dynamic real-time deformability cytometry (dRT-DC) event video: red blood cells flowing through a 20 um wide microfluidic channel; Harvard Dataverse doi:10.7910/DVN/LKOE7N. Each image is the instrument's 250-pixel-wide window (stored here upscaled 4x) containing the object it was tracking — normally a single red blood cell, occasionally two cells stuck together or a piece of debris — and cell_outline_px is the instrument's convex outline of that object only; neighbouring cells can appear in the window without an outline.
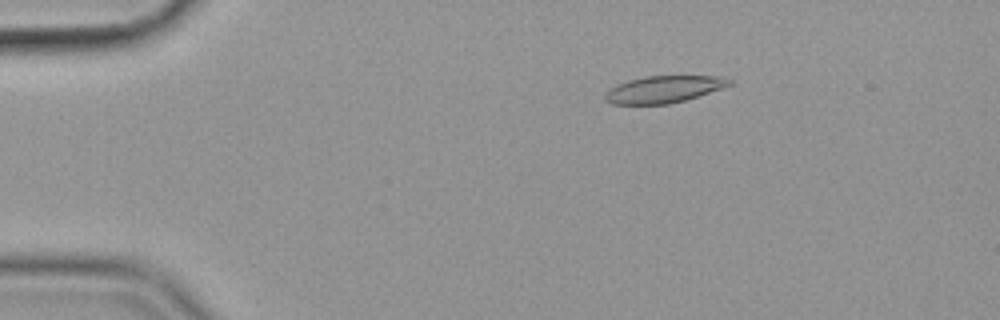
{"species": "common noctule bat (a hibernating species)", "species_latin": "Nyctalus noctula", "temperature_condition": "cold", "stored_images_in_passage": 57, "camera_frame_rate_fps": 3000, "um_per_image_px": 0.085, "animal": {"sex": "female", "body_mass_g": 19.9}, "frame": {"image": 1, "passage_image": 10, "time_ms": 3.0, "image_size_px": [1000, 320], "cell_outline_px": [[732, 84], [684, 100], [668, 104], [612, 104], [604, 100], [604, 92], [616, 84], [628, 80], [644, 76], [724, 76], [732, 80]], "centroid_in_image_um": [56.35, 7.58], "position_along_channel_um": 28.6, "area_um2": 19.48}}
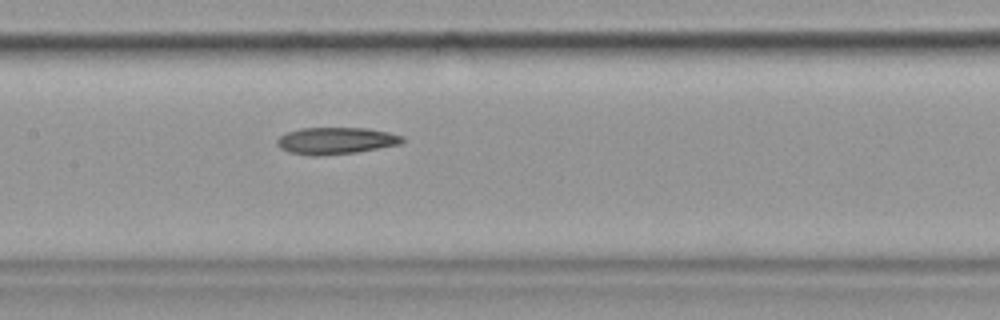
{"frame": {"image": 2, "passage_image": 28, "time_ms": 9.0, "image_size_px": [1000, 320], "cell_outline_px": [[404, 140], [400, 144], [356, 152], [316, 156], [312, 156], [288, 152], [280, 148], [276, 144], [276, 140], [280, 136], [288, 132], [300, 128], [368, 128], [388, 132], [404, 136]], "centroid_in_image_um": [28.53, 11.96], "position_along_channel_um": 178.9, "area_um2": 19.59}}
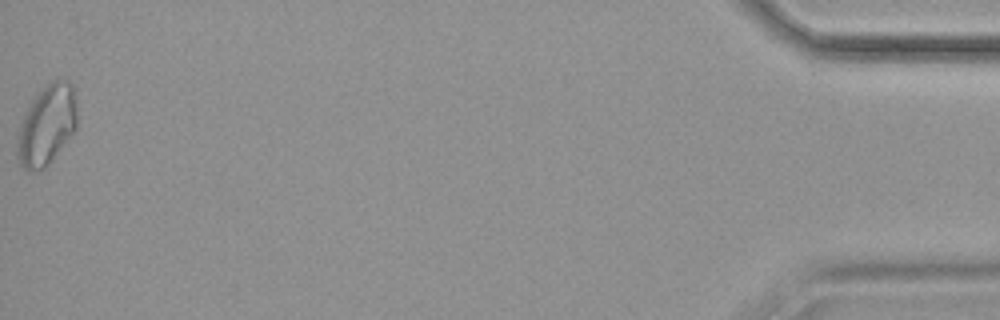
{"frame": {"image": 3, "passage_image": 57, "time_ms": 18.667, "image_size_px": [1000, 320], "cell_outline_px": [[76, 128], [48, 164], [44, 168], [28, 172], [20, 164], [16, 156], [16, 148], [20, 124], [24, 112], [32, 100], [52, 80], [68, 80], [72, 84], [76, 92]], "centroid_in_image_um": [3.96, 10.62], "position_along_channel_um": 431.2, "area_um2": 27.69}, "authors_computed_cell_mechanics": {"area_um2": 20.23, "velocity_mm_per_s": 3.5566, "shape_relaxation_time_tau1_ms": null, "shape_relaxation_time_tau2_ms": 4.2665, "deformation_change_tau1": null, "deformation_change_tau2": 0.1207}}